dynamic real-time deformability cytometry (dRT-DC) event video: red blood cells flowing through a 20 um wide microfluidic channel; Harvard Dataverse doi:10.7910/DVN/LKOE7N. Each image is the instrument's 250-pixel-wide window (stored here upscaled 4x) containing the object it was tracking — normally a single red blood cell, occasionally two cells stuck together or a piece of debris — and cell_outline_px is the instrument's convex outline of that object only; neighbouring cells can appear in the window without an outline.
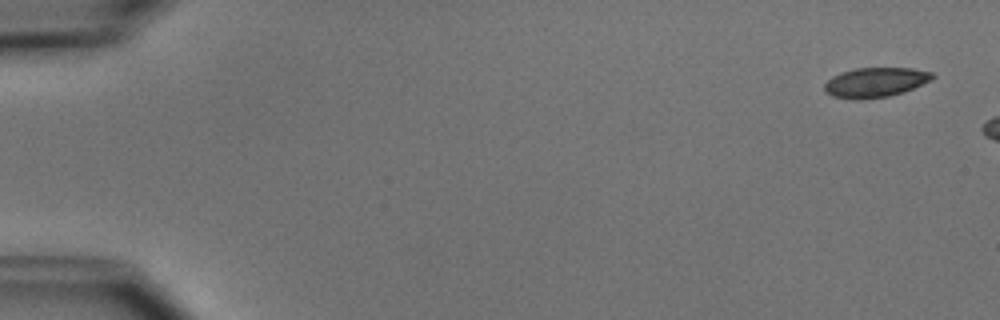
{"species": "common noctule bat (a hibernating species)", "species_latin": "Nyctalus noctula", "temperature_condition": "cold", "stored_images_in_passage": 3, "camera_frame_rate_fps": 3000, "um_per_image_px": 0.085, "animal": {"sex": "male", "body_mass_g": 15.6}, "frame": {"image": 1, "passage_image": 1, "time_ms": 0.0, "image_size_px": [1000, 320], "cell_outline_px": [[936, 76], [932, 80], [904, 92], [888, 96], [860, 100], [832, 96], [824, 92], [824, 84], [832, 76], [840, 72], [856, 68], [912, 68], [932, 72]], "centroid_in_image_um": [74.4, 7.0], "position_along_channel_um": 10.6, "area_um2": 18.84}}